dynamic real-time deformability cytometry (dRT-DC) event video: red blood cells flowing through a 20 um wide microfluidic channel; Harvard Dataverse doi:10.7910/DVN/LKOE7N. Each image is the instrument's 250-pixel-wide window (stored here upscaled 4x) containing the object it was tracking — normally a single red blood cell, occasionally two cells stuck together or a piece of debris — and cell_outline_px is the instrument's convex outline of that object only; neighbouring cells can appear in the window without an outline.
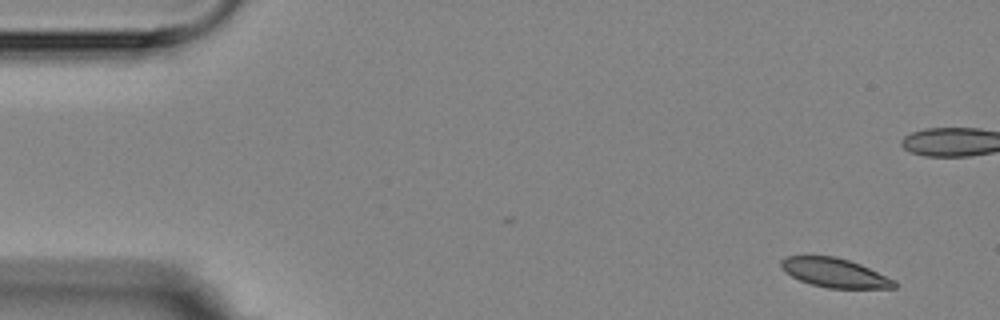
{"species": "Egyptian fruit bat (a non-hibernating species)", "species_latin": "Rousettus aegyptiacus", "temperature_condition": "room temperature", "stored_images_in_passage": 17, "camera_frame_rate_fps": 3000, "um_per_image_px": 0.085, "animal": {"sex": "female"}, "frame": {"image": 1, "passage_image": 1, "time_ms": 0.0, "image_size_px": [1000, 320], "cell_outline_px": [[896, 288], [828, 288], [812, 284], [800, 280], [784, 272], [780, 264], [780, 260], [788, 256], [836, 256], [860, 264], [896, 280]], "centroid_in_image_um": [70.95, 23.18], "position_along_channel_um": 14.0, "area_um2": 19.13}}